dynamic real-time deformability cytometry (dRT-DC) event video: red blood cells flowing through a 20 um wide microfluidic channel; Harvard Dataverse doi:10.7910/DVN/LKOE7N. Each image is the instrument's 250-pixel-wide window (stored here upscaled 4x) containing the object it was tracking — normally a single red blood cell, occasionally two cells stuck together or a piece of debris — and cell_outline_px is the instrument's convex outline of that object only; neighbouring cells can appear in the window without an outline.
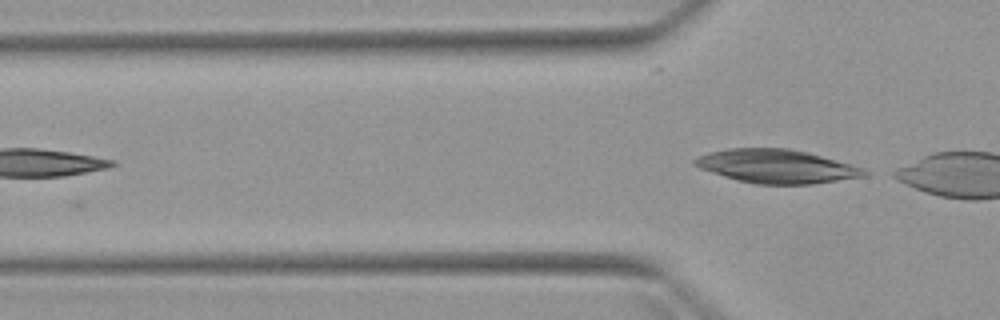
{"species": "Egyptian fruit bat (a non-hibernating species)", "species_latin": "Rousettus aegyptiacus", "temperature_condition": "warm", "stored_images_in_passage": 2, "segment_of_instrument_passage": [2, 2], "camera_frame_rate_fps": 3000, "um_per_image_px": 0.085, "animal": {"sex": "female"}, "frame": {"image": 1, "passage_image": 2, "time_ms": 1.333, "image_size_px": [1000, 320], "cell_outline_px": [[868, 176], [812, 184], [756, 184], [736, 180], [700, 168], [692, 164], [692, 160], [708, 152], [728, 148], [788, 148], [852, 164], [864, 168], [868, 172]], "centroid_in_image_um": [66.01, 14.14], "position_along_channel_um": 59.8, "area_um2": 33.12}}